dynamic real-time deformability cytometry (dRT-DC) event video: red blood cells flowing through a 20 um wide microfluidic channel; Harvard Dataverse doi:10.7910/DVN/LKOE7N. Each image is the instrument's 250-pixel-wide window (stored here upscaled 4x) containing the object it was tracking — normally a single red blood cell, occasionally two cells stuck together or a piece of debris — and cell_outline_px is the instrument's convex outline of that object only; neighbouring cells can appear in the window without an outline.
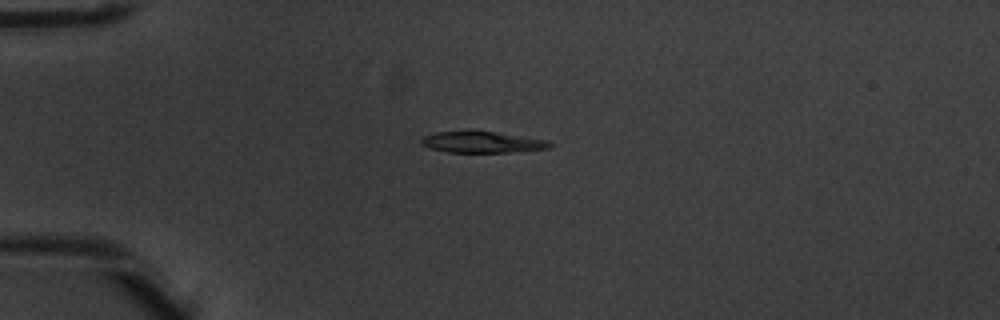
{"species": "common noctule bat (a hibernating species)", "species_latin": "Nyctalus noctula", "temperature_condition": "warm", "stored_images_in_passage": 9, "camera_frame_rate_fps": 3000, "um_per_image_px": 0.085, "animal": {"sex": "male", "body_mass_g": 20.1, "forearm_length_mm": 53.5}, "frame": {"image": 1, "passage_image": 4, "time_ms": 1.0, "image_size_px": [1000, 320], "cell_outline_px": [[552, 144], [548, 148], [508, 152], [448, 152], [428, 148], [420, 144], [420, 140], [424, 136], [436, 132], [468, 128], [472, 128], [548, 140]], "centroid_in_image_um": [40.88, 12.03], "position_along_channel_um": 44.1, "area_um2": 16.53}}